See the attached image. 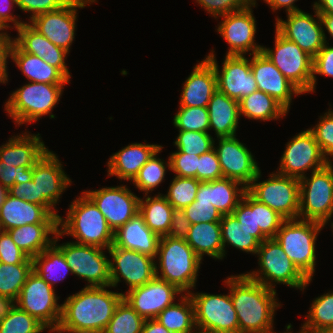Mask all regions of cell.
I'll list each match as a JSON object with an SVG mask.
<instances>
[{"mask_svg":"<svg viewBox=\"0 0 333 333\" xmlns=\"http://www.w3.org/2000/svg\"><path fill=\"white\" fill-rule=\"evenodd\" d=\"M229 288L239 322V333H264L274 329V316L281 306L277 292L256 282L244 273L223 281Z\"/></svg>","mask_w":333,"mask_h":333,"instance_id":"6da1fadb","label":"cell"},{"mask_svg":"<svg viewBox=\"0 0 333 333\" xmlns=\"http://www.w3.org/2000/svg\"><path fill=\"white\" fill-rule=\"evenodd\" d=\"M108 287H88L72 294L61 307L59 327L67 331L103 333L123 299L122 292L109 291Z\"/></svg>","mask_w":333,"mask_h":333,"instance_id":"7a4b0ae2","label":"cell"},{"mask_svg":"<svg viewBox=\"0 0 333 333\" xmlns=\"http://www.w3.org/2000/svg\"><path fill=\"white\" fill-rule=\"evenodd\" d=\"M66 217L58 219V230L63 235H70L81 245L108 248L113 244L114 232L109 227L104 215L84 193L76 197L66 211Z\"/></svg>","mask_w":333,"mask_h":333,"instance_id":"3957f363","label":"cell"},{"mask_svg":"<svg viewBox=\"0 0 333 333\" xmlns=\"http://www.w3.org/2000/svg\"><path fill=\"white\" fill-rule=\"evenodd\" d=\"M158 260V261H157ZM202 260L185 239L161 236L155 258V275L175 285L184 294L196 289Z\"/></svg>","mask_w":333,"mask_h":333,"instance_id":"277c9868","label":"cell"},{"mask_svg":"<svg viewBox=\"0 0 333 333\" xmlns=\"http://www.w3.org/2000/svg\"><path fill=\"white\" fill-rule=\"evenodd\" d=\"M66 84L28 82L10 94L4 111L19 127L24 123H35L42 116L54 119L53 108L59 103Z\"/></svg>","mask_w":333,"mask_h":333,"instance_id":"5b68a950","label":"cell"},{"mask_svg":"<svg viewBox=\"0 0 333 333\" xmlns=\"http://www.w3.org/2000/svg\"><path fill=\"white\" fill-rule=\"evenodd\" d=\"M324 224L311 220H284L275 239L297 269L309 280L316 267V240Z\"/></svg>","mask_w":333,"mask_h":333,"instance_id":"8992f818","label":"cell"},{"mask_svg":"<svg viewBox=\"0 0 333 333\" xmlns=\"http://www.w3.org/2000/svg\"><path fill=\"white\" fill-rule=\"evenodd\" d=\"M256 256L260 268L244 274L265 287L276 290V284H283L304 292L312 281L297 269L275 238L261 242Z\"/></svg>","mask_w":333,"mask_h":333,"instance_id":"52a82bcc","label":"cell"},{"mask_svg":"<svg viewBox=\"0 0 333 333\" xmlns=\"http://www.w3.org/2000/svg\"><path fill=\"white\" fill-rule=\"evenodd\" d=\"M299 219L328 225L333 218V162L299 180Z\"/></svg>","mask_w":333,"mask_h":333,"instance_id":"ba28073f","label":"cell"},{"mask_svg":"<svg viewBox=\"0 0 333 333\" xmlns=\"http://www.w3.org/2000/svg\"><path fill=\"white\" fill-rule=\"evenodd\" d=\"M261 176L260 170L247 191L285 220L299 218V179L275 171L266 180L260 181Z\"/></svg>","mask_w":333,"mask_h":333,"instance_id":"9c48e42d","label":"cell"},{"mask_svg":"<svg viewBox=\"0 0 333 333\" xmlns=\"http://www.w3.org/2000/svg\"><path fill=\"white\" fill-rule=\"evenodd\" d=\"M60 237L63 235L58 231L53 243L62 251L73 275L87 281L88 287L111 286L109 256L105 255L104 248L72 241L59 245Z\"/></svg>","mask_w":333,"mask_h":333,"instance_id":"30bf717a","label":"cell"},{"mask_svg":"<svg viewBox=\"0 0 333 333\" xmlns=\"http://www.w3.org/2000/svg\"><path fill=\"white\" fill-rule=\"evenodd\" d=\"M274 42L273 48L263 46L262 52L302 94L312 93L313 58L276 29Z\"/></svg>","mask_w":333,"mask_h":333,"instance_id":"8fae6325","label":"cell"},{"mask_svg":"<svg viewBox=\"0 0 333 333\" xmlns=\"http://www.w3.org/2000/svg\"><path fill=\"white\" fill-rule=\"evenodd\" d=\"M55 289L32 271L14 304L41 322L47 329L59 325L62 304Z\"/></svg>","mask_w":333,"mask_h":333,"instance_id":"7c38bea8","label":"cell"},{"mask_svg":"<svg viewBox=\"0 0 333 333\" xmlns=\"http://www.w3.org/2000/svg\"><path fill=\"white\" fill-rule=\"evenodd\" d=\"M329 163L313 133L306 129L296 134L286 143L276 172L300 180L307 175L305 173L308 170L315 172Z\"/></svg>","mask_w":333,"mask_h":333,"instance_id":"4fadbf2b","label":"cell"},{"mask_svg":"<svg viewBox=\"0 0 333 333\" xmlns=\"http://www.w3.org/2000/svg\"><path fill=\"white\" fill-rule=\"evenodd\" d=\"M98 2L97 0H71L64 7L35 16L28 23L50 42L70 52L75 40L78 9Z\"/></svg>","mask_w":333,"mask_h":333,"instance_id":"5bb4252c","label":"cell"},{"mask_svg":"<svg viewBox=\"0 0 333 333\" xmlns=\"http://www.w3.org/2000/svg\"><path fill=\"white\" fill-rule=\"evenodd\" d=\"M195 309V324L219 333H239V322L230 292L209 294L189 293Z\"/></svg>","mask_w":333,"mask_h":333,"instance_id":"9a60e30c","label":"cell"},{"mask_svg":"<svg viewBox=\"0 0 333 333\" xmlns=\"http://www.w3.org/2000/svg\"><path fill=\"white\" fill-rule=\"evenodd\" d=\"M257 1L242 10L220 16L221 21L217 25V33L229 45L226 55L249 56L262 52L263 45L255 42L257 32V21L252 8L257 7Z\"/></svg>","mask_w":333,"mask_h":333,"instance_id":"2e32d148","label":"cell"},{"mask_svg":"<svg viewBox=\"0 0 333 333\" xmlns=\"http://www.w3.org/2000/svg\"><path fill=\"white\" fill-rule=\"evenodd\" d=\"M110 255L111 286L116 288L123 281L131 289L140 287L151 281L155 275V258L134 250L115 247L107 250Z\"/></svg>","mask_w":333,"mask_h":333,"instance_id":"e0dca14e","label":"cell"},{"mask_svg":"<svg viewBox=\"0 0 333 333\" xmlns=\"http://www.w3.org/2000/svg\"><path fill=\"white\" fill-rule=\"evenodd\" d=\"M57 154L48 150L33 166L32 181L38 189V204L46 207L58 219L60 217L56 204L64 191L72 184L63 169Z\"/></svg>","mask_w":333,"mask_h":333,"instance_id":"ac0fdd59","label":"cell"},{"mask_svg":"<svg viewBox=\"0 0 333 333\" xmlns=\"http://www.w3.org/2000/svg\"><path fill=\"white\" fill-rule=\"evenodd\" d=\"M214 52L212 49L206 58L214 67L219 91L229 98L239 101L258 90L257 82L251 71V55L250 59L240 55H225L220 69Z\"/></svg>","mask_w":333,"mask_h":333,"instance_id":"d6986e66","label":"cell"},{"mask_svg":"<svg viewBox=\"0 0 333 333\" xmlns=\"http://www.w3.org/2000/svg\"><path fill=\"white\" fill-rule=\"evenodd\" d=\"M84 193L104 215L109 227L115 232L139 212V199L127 185L102 187Z\"/></svg>","mask_w":333,"mask_h":333,"instance_id":"ffe728a7","label":"cell"},{"mask_svg":"<svg viewBox=\"0 0 333 333\" xmlns=\"http://www.w3.org/2000/svg\"><path fill=\"white\" fill-rule=\"evenodd\" d=\"M236 137L216 138L218 144L214 141V149L223 178L236 180L247 188L257 176L260 167L250 149Z\"/></svg>","mask_w":333,"mask_h":333,"instance_id":"44dd1931","label":"cell"},{"mask_svg":"<svg viewBox=\"0 0 333 333\" xmlns=\"http://www.w3.org/2000/svg\"><path fill=\"white\" fill-rule=\"evenodd\" d=\"M313 10L314 15L301 10L286 13L287 20L278 16L275 18V29L287 40L296 43L312 58L325 44L319 14L314 8Z\"/></svg>","mask_w":333,"mask_h":333,"instance_id":"7402d4cb","label":"cell"},{"mask_svg":"<svg viewBox=\"0 0 333 333\" xmlns=\"http://www.w3.org/2000/svg\"><path fill=\"white\" fill-rule=\"evenodd\" d=\"M123 299L144 319H155L160 312L183 295L175 285L154 277L146 284L123 292ZM177 295V296H176Z\"/></svg>","mask_w":333,"mask_h":333,"instance_id":"603a6c76","label":"cell"},{"mask_svg":"<svg viewBox=\"0 0 333 333\" xmlns=\"http://www.w3.org/2000/svg\"><path fill=\"white\" fill-rule=\"evenodd\" d=\"M251 57V71L258 90L272 96L289 112L294 95L299 96L302 93L263 52L253 54Z\"/></svg>","mask_w":333,"mask_h":333,"instance_id":"cb8c5ba5","label":"cell"},{"mask_svg":"<svg viewBox=\"0 0 333 333\" xmlns=\"http://www.w3.org/2000/svg\"><path fill=\"white\" fill-rule=\"evenodd\" d=\"M17 36L12 41L24 52L42 58L49 65L57 68L69 81L71 73L66 65L68 52L50 42L28 22L16 29Z\"/></svg>","mask_w":333,"mask_h":333,"instance_id":"d4e9b609","label":"cell"},{"mask_svg":"<svg viewBox=\"0 0 333 333\" xmlns=\"http://www.w3.org/2000/svg\"><path fill=\"white\" fill-rule=\"evenodd\" d=\"M182 84L179 107H207L217 90V77L212 63L205 57L193 67Z\"/></svg>","mask_w":333,"mask_h":333,"instance_id":"484cf974","label":"cell"},{"mask_svg":"<svg viewBox=\"0 0 333 333\" xmlns=\"http://www.w3.org/2000/svg\"><path fill=\"white\" fill-rule=\"evenodd\" d=\"M0 223L3 230L7 231L26 224L58 223V218L44 206L7 193L0 205Z\"/></svg>","mask_w":333,"mask_h":333,"instance_id":"4316f807","label":"cell"},{"mask_svg":"<svg viewBox=\"0 0 333 333\" xmlns=\"http://www.w3.org/2000/svg\"><path fill=\"white\" fill-rule=\"evenodd\" d=\"M162 146L158 144L132 143L110 156L107 162V176L130 181L138 175L140 169Z\"/></svg>","mask_w":333,"mask_h":333,"instance_id":"83f0119b","label":"cell"},{"mask_svg":"<svg viewBox=\"0 0 333 333\" xmlns=\"http://www.w3.org/2000/svg\"><path fill=\"white\" fill-rule=\"evenodd\" d=\"M48 150L39 133L25 131L0 146V160L14 167L32 168Z\"/></svg>","mask_w":333,"mask_h":333,"instance_id":"f1b7e54d","label":"cell"},{"mask_svg":"<svg viewBox=\"0 0 333 333\" xmlns=\"http://www.w3.org/2000/svg\"><path fill=\"white\" fill-rule=\"evenodd\" d=\"M160 236L153 232L137 212L114 232L113 245L156 258Z\"/></svg>","mask_w":333,"mask_h":333,"instance_id":"f546056e","label":"cell"},{"mask_svg":"<svg viewBox=\"0 0 333 333\" xmlns=\"http://www.w3.org/2000/svg\"><path fill=\"white\" fill-rule=\"evenodd\" d=\"M247 188L240 182L221 178L200 182L195 200L210 202L222 215L232 214Z\"/></svg>","mask_w":333,"mask_h":333,"instance_id":"4dcf8cb0","label":"cell"},{"mask_svg":"<svg viewBox=\"0 0 333 333\" xmlns=\"http://www.w3.org/2000/svg\"><path fill=\"white\" fill-rule=\"evenodd\" d=\"M210 131H214L217 138L237 136L240 119L239 101L229 98L218 89L208 103Z\"/></svg>","mask_w":333,"mask_h":333,"instance_id":"1f68e13d","label":"cell"},{"mask_svg":"<svg viewBox=\"0 0 333 333\" xmlns=\"http://www.w3.org/2000/svg\"><path fill=\"white\" fill-rule=\"evenodd\" d=\"M9 58L29 82L47 84H68L70 82L57 68L36 55L22 51L13 41H11L9 49Z\"/></svg>","mask_w":333,"mask_h":333,"instance_id":"d6a6232c","label":"cell"},{"mask_svg":"<svg viewBox=\"0 0 333 333\" xmlns=\"http://www.w3.org/2000/svg\"><path fill=\"white\" fill-rule=\"evenodd\" d=\"M58 231V223L26 224L7 230L13 242L30 258L48 248Z\"/></svg>","mask_w":333,"mask_h":333,"instance_id":"836d02e7","label":"cell"},{"mask_svg":"<svg viewBox=\"0 0 333 333\" xmlns=\"http://www.w3.org/2000/svg\"><path fill=\"white\" fill-rule=\"evenodd\" d=\"M185 240L202 261L204 255L215 260L224 259L220 222L192 224Z\"/></svg>","mask_w":333,"mask_h":333,"instance_id":"e575fe53","label":"cell"},{"mask_svg":"<svg viewBox=\"0 0 333 333\" xmlns=\"http://www.w3.org/2000/svg\"><path fill=\"white\" fill-rule=\"evenodd\" d=\"M174 208L162 193L155 196L144 195L139 199V213L146 225L160 237L168 235Z\"/></svg>","mask_w":333,"mask_h":333,"instance_id":"d590c367","label":"cell"},{"mask_svg":"<svg viewBox=\"0 0 333 333\" xmlns=\"http://www.w3.org/2000/svg\"><path fill=\"white\" fill-rule=\"evenodd\" d=\"M240 116L260 121L284 118L288 111L272 96L255 91L239 100Z\"/></svg>","mask_w":333,"mask_h":333,"instance_id":"8d00e7d4","label":"cell"},{"mask_svg":"<svg viewBox=\"0 0 333 333\" xmlns=\"http://www.w3.org/2000/svg\"><path fill=\"white\" fill-rule=\"evenodd\" d=\"M33 271L55 289L57 282L64 280L71 268L62 251L52 243L42 253L32 258Z\"/></svg>","mask_w":333,"mask_h":333,"instance_id":"74e56055","label":"cell"},{"mask_svg":"<svg viewBox=\"0 0 333 333\" xmlns=\"http://www.w3.org/2000/svg\"><path fill=\"white\" fill-rule=\"evenodd\" d=\"M178 300L179 303L166 307L155 319L172 333H190L196 326L192 298L183 294Z\"/></svg>","mask_w":333,"mask_h":333,"instance_id":"f35d334b","label":"cell"},{"mask_svg":"<svg viewBox=\"0 0 333 333\" xmlns=\"http://www.w3.org/2000/svg\"><path fill=\"white\" fill-rule=\"evenodd\" d=\"M33 271L32 258L21 264L0 262V303L11 304L16 301L27 277Z\"/></svg>","mask_w":333,"mask_h":333,"instance_id":"ab89813d","label":"cell"},{"mask_svg":"<svg viewBox=\"0 0 333 333\" xmlns=\"http://www.w3.org/2000/svg\"><path fill=\"white\" fill-rule=\"evenodd\" d=\"M220 224L224 257L226 256L225 254H227L225 249L228 245L239 251L256 255L260 242L252 236V232L244 228L241 222H238L233 214L223 215Z\"/></svg>","mask_w":333,"mask_h":333,"instance_id":"60d3db41","label":"cell"},{"mask_svg":"<svg viewBox=\"0 0 333 333\" xmlns=\"http://www.w3.org/2000/svg\"><path fill=\"white\" fill-rule=\"evenodd\" d=\"M47 328L14 303L0 307V333H42Z\"/></svg>","mask_w":333,"mask_h":333,"instance_id":"b9f144b4","label":"cell"},{"mask_svg":"<svg viewBox=\"0 0 333 333\" xmlns=\"http://www.w3.org/2000/svg\"><path fill=\"white\" fill-rule=\"evenodd\" d=\"M307 314L301 325V333H317L333 327V291L314 298Z\"/></svg>","mask_w":333,"mask_h":333,"instance_id":"7bdbcfd3","label":"cell"},{"mask_svg":"<svg viewBox=\"0 0 333 333\" xmlns=\"http://www.w3.org/2000/svg\"><path fill=\"white\" fill-rule=\"evenodd\" d=\"M163 146L140 169L138 175L132 181L139 191L144 195L152 193L165 180V175L170 170V160L165 161L157 155L162 151ZM168 167V170H167Z\"/></svg>","mask_w":333,"mask_h":333,"instance_id":"ee69618b","label":"cell"},{"mask_svg":"<svg viewBox=\"0 0 333 333\" xmlns=\"http://www.w3.org/2000/svg\"><path fill=\"white\" fill-rule=\"evenodd\" d=\"M144 319L122 299L103 333H142Z\"/></svg>","mask_w":333,"mask_h":333,"instance_id":"f6af8a7d","label":"cell"},{"mask_svg":"<svg viewBox=\"0 0 333 333\" xmlns=\"http://www.w3.org/2000/svg\"><path fill=\"white\" fill-rule=\"evenodd\" d=\"M199 184L196 178L175 176L163 196L174 209L183 210L195 201Z\"/></svg>","mask_w":333,"mask_h":333,"instance_id":"bcb514c9","label":"cell"},{"mask_svg":"<svg viewBox=\"0 0 333 333\" xmlns=\"http://www.w3.org/2000/svg\"><path fill=\"white\" fill-rule=\"evenodd\" d=\"M173 125L178 131H210L207 107H179L173 118Z\"/></svg>","mask_w":333,"mask_h":333,"instance_id":"7dc6e473","label":"cell"},{"mask_svg":"<svg viewBox=\"0 0 333 333\" xmlns=\"http://www.w3.org/2000/svg\"><path fill=\"white\" fill-rule=\"evenodd\" d=\"M174 145L175 152L187 153L189 155H202L214 148L215 138L206 132L178 131Z\"/></svg>","mask_w":333,"mask_h":333,"instance_id":"c3c4849f","label":"cell"},{"mask_svg":"<svg viewBox=\"0 0 333 333\" xmlns=\"http://www.w3.org/2000/svg\"><path fill=\"white\" fill-rule=\"evenodd\" d=\"M232 214L237 218L238 222H241L242 226L248 231L252 232L260 243L268 239L257 226L256 219V199L246 191L242 200L238 203Z\"/></svg>","mask_w":333,"mask_h":333,"instance_id":"681fc988","label":"cell"},{"mask_svg":"<svg viewBox=\"0 0 333 333\" xmlns=\"http://www.w3.org/2000/svg\"><path fill=\"white\" fill-rule=\"evenodd\" d=\"M315 126L309 128L313 133L316 142L319 144L324 156L329 162L333 159V109L329 107ZM332 158V159H330Z\"/></svg>","mask_w":333,"mask_h":333,"instance_id":"f907efd6","label":"cell"},{"mask_svg":"<svg viewBox=\"0 0 333 333\" xmlns=\"http://www.w3.org/2000/svg\"><path fill=\"white\" fill-rule=\"evenodd\" d=\"M256 219L257 226L261 232L269 239L275 238L277 231L280 229L284 218L266 204L259 202L256 199Z\"/></svg>","mask_w":333,"mask_h":333,"instance_id":"816d5d0a","label":"cell"},{"mask_svg":"<svg viewBox=\"0 0 333 333\" xmlns=\"http://www.w3.org/2000/svg\"><path fill=\"white\" fill-rule=\"evenodd\" d=\"M207 13L215 19L229 13L245 9L257 0H195Z\"/></svg>","mask_w":333,"mask_h":333,"instance_id":"f5cc1de1","label":"cell"},{"mask_svg":"<svg viewBox=\"0 0 333 333\" xmlns=\"http://www.w3.org/2000/svg\"><path fill=\"white\" fill-rule=\"evenodd\" d=\"M199 157L200 155L172 152L169 156L170 171L175 173L174 176L197 179Z\"/></svg>","mask_w":333,"mask_h":333,"instance_id":"db71d44e","label":"cell"},{"mask_svg":"<svg viewBox=\"0 0 333 333\" xmlns=\"http://www.w3.org/2000/svg\"><path fill=\"white\" fill-rule=\"evenodd\" d=\"M223 178L218 155L213 148L200 155L198 160L197 180L209 182Z\"/></svg>","mask_w":333,"mask_h":333,"instance_id":"11a10c76","label":"cell"},{"mask_svg":"<svg viewBox=\"0 0 333 333\" xmlns=\"http://www.w3.org/2000/svg\"><path fill=\"white\" fill-rule=\"evenodd\" d=\"M184 212L191 224L201 222H220L222 214L210 203L206 201H194L186 206Z\"/></svg>","mask_w":333,"mask_h":333,"instance_id":"9f6ffc18","label":"cell"},{"mask_svg":"<svg viewBox=\"0 0 333 333\" xmlns=\"http://www.w3.org/2000/svg\"><path fill=\"white\" fill-rule=\"evenodd\" d=\"M33 178V167H14L0 160V185L9 190L14 184L26 183Z\"/></svg>","mask_w":333,"mask_h":333,"instance_id":"6f0895ef","label":"cell"},{"mask_svg":"<svg viewBox=\"0 0 333 333\" xmlns=\"http://www.w3.org/2000/svg\"><path fill=\"white\" fill-rule=\"evenodd\" d=\"M312 92L316 90L317 75L333 78V46L325 43L317 55L313 58L312 64Z\"/></svg>","mask_w":333,"mask_h":333,"instance_id":"680465c9","label":"cell"},{"mask_svg":"<svg viewBox=\"0 0 333 333\" xmlns=\"http://www.w3.org/2000/svg\"><path fill=\"white\" fill-rule=\"evenodd\" d=\"M71 0H16L18 9L30 13L29 22L35 16L58 10L67 5Z\"/></svg>","mask_w":333,"mask_h":333,"instance_id":"91938a15","label":"cell"},{"mask_svg":"<svg viewBox=\"0 0 333 333\" xmlns=\"http://www.w3.org/2000/svg\"><path fill=\"white\" fill-rule=\"evenodd\" d=\"M29 256L12 240L10 234L4 231L0 235V262L6 264L24 263Z\"/></svg>","mask_w":333,"mask_h":333,"instance_id":"94428289","label":"cell"},{"mask_svg":"<svg viewBox=\"0 0 333 333\" xmlns=\"http://www.w3.org/2000/svg\"><path fill=\"white\" fill-rule=\"evenodd\" d=\"M191 225L184 210L174 209L168 236L171 238L186 239Z\"/></svg>","mask_w":333,"mask_h":333,"instance_id":"6125c7cd","label":"cell"},{"mask_svg":"<svg viewBox=\"0 0 333 333\" xmlns=\"http://www.w3.org/2000/svg\"><path fill=\"white\" fill-rule=\"evenodd\" d=\"M16 6V0H0V23L7 30L10 28L17 29L23 23H25V21H22V19L20 20V15L17 16L11 12V10ZM9 22L14 26H11Z\"/></svg>","mask_w":333,"mask_h":333,"instance_id":"be15d7a7","label":"cell"},{"mask_svg":"<svg viewBox=\"0 0 333 333\" xmlns=\"http://www.w3.org/2000/svg\"><path fill=\"white\" fill-rule=\"evenodd\" d=\"M8 193L17 198H22L27 202L38 204V189L33 181L26 183L14 184Z\"/></svg>","mask_w":333,"mask_h":333,"instance_id":"e7e4bbea","label":"cell"},{"mask_svg":"<svg viewBox=\"0 0 333 333\" xmlns=\"http://www.w3.org/2000/svg\"><path fill=\"white\" fill-rule=\"evenodd\" d=\"M12 36H0V83H8V59H9V49L11 46Z\"/></svg>","mask_w":333,"mask_h":333,"instance_id":"03108f58","label":"cell"},{"mask_svg":"<svg viewBox=\"0 0 333 333\" xmlns=\"http://www.w3.org/2000/svg\"><path fill=\"white\" fill-rule=\"evenodd\" d=\"M273 12L285 8L286 13L301 11L296 5L295 2L298 0H263Z\"/></svg>","mask_w":333,"mask_h":333,"instance_id":"003e7915","label":"cell"},{"mask_svg":"<svg viewBox=\"0 0 333 333\" xmlns=\"http://www.w3.org/2000/svg\"><path fill=\"white\" fill-rule=\"evenodd\" d=\"M142 333H172L167 330L157 319L145 320Z\"/></svg>","mask_w":333,"mask_h":333,"instance_id":"a7ac6f4b","label":"cell"},{"mask_svg":"<svg viewBox=\"0 0 333 333\" xmlns=\"http://www.w3.org/2000/svg\"><path fill=\"white\" fill-rule=\"evenodd\" d=\"M321 24H322V30H323V36L325 43L328 44L327 36L325 34V31L327 30L328 34L330 35V38H333V15L332 14H319Z\"/></svg>","mask_w":333,"mask_h":333,"instance_id":"89a4df30","label":"cell"},{"mask_svg":"<svg viewBox=\"0 0 333 333\" xmlns=\"http://www.w3.org/2000/svg\"><path fill=\"white\" fill-rule=\"evenodd\" d=\"M312 8H314L318 14L333 15V0H317L313 2Z\"/></svg>","mask_w":333,"mask_h":333,"instance_id":"2644e50d","label":"cell"},{"mask_svg":"<svg viewBox=\"0 0 333 333\" xmlns=\"http://www.w3.org/2000/svg\"><path fill=\"white\" fill-rule=\"evenodd\" d=\"M190 333H219V332L214 331L212 329L202 328L196 325Z\"/></svg>","mask_w":333,"mask_h":333,"instance_id":"8c879c8a","label":"cell"},{"mask_svg":"<svg viewBox=\"0 0 333 333\" xmlns=\"http://www.w3.org/2000/svg\"><path fill=\"white\" fill-rule=\"evenodd\" d=\"M49 332L52 333H82V332H72V331H67L65 329H63L62 327L56 326V327H52L50 329H47Z\"/></svg>","mask_w":333,"mask_h":333,"instance_id":"753ad0ef","label":"cell"},{"mask_svg":"<svg viewBox=\"0 0 333 333\" xmlns=\"http://www.w3.org/2000/svg\"><path fill=\"white\" fill-rule=\"evenodd\" d=\"M7 193L8 190L0 185V205L3 203V200L5 199Z\"/></svg>","mask_w":333,"mask_h":333,"instance_id":"34e18365","label":"cell"},{"mask_svg":"<svg viewBox=\"0 0 333 333\" xmlns=\"http://www.w3.org/2000/svg\"><path fill=\"white\" fill-rule=\"evenodd\" d=\"M285 329H286V331H284L283 333H293L291 330H292V325H291V323H289V324H287L286 326H285ZM274 329H272V330H269V331H266V332H264V333H276L275 331H273ZM280 333V332H279ZM298 333H301V331L299 330V332Z\"/></svg>","mask_w":333,"mask_h":333,"instance_id":"11e5206c","label":"cell"},{"mask_svg":"<svg viewBox=\"0 0 333 333\" xmlns=\"http://www.w3.org/2000/svg\"><path fill=\"white\" fill-rule=\"evenodd\" d=\"M7 29L0 23V36H10V34H7Z\"/></svg>","mask_w":333,"mask_h":333,"instance_id":"2a66077c","label":"cell"},{"mask_svg":"<svg viewBox=\"0 0 333 333\" xmlns=\"http://www.w3.org/2000/svg\"><path fill=\"white\" fill-rule=\"evenodd\" d=\"M317 333H333V327L325 328Z\"/></svg>","mask_w":333,"mask_h":333,"instance_id":"b9fcfbb0","label":"cell"},{"mask_svg":"<svg viewBox=\"0 0 333 333\" xmlns=\"http://www.w3.org/2000/svg\"><path fill=\"white\" fill-rule=\"evenodd\" d=\"M3 232H4V230H3V227H2V225H1V223H0V235H1Z\"/></svg>","mask_w":333,"mask_h":333,"instance_id":"09005b40","label":"cell"},{"mask_svg":"<svg viewBox=\"0 0 333 333\" xmlns=\"http://www.w3.org/2000/svg\"><path fill=\"white\" fill-rule=\"evenodd\" d=\"M330 224H331V227H332L331 229H332V232H333V222H331Z\"/></svg>","mask_w":333,"mask_h":333,"instance_id":"979ff035","label":"cell"}]
</instances>
